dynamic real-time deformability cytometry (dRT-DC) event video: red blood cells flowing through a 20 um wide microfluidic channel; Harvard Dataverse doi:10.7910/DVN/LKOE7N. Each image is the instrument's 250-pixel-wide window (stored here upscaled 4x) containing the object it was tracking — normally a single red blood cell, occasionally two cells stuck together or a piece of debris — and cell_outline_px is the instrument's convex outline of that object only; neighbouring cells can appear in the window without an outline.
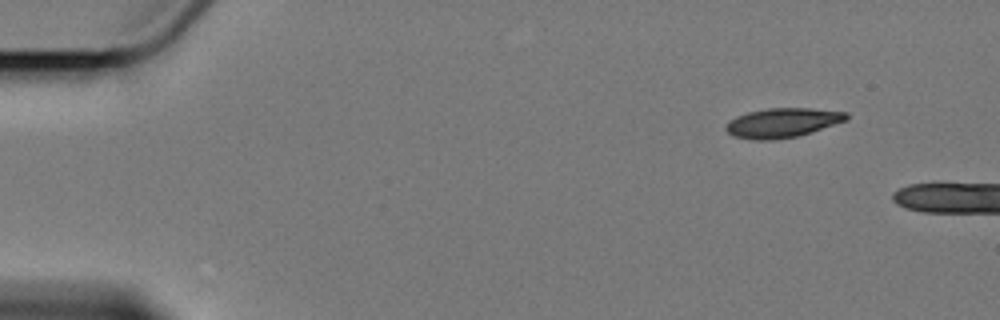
{"species": "Egyptian fruit bat (a non-hibernating species)", "species_latin": "Rousettus aegyptiacus", "temperature_condition": "cold", "stored_images_in_passage": 3, "camera_frame_rate_fps": 3000, "um_per_image_px": 0.085, "animal": {"sex": "female"}, "frame": {"image": 1, "passage_image": 1, "time_ms": 0.0, "image_size_px": [1000, 320], "cell_outline_px": [[848, 120], [812, 132], [796, 136], [772, 140], [756, 140], [732, 136], [724, 128], [736, 116], [748, 112], [768, 108], [812, 108], [848, 112]], "centroid_in_image_um": [66.54, 10.43], "position_along_channel_um": 18.5, "area_um2": 20.63}}